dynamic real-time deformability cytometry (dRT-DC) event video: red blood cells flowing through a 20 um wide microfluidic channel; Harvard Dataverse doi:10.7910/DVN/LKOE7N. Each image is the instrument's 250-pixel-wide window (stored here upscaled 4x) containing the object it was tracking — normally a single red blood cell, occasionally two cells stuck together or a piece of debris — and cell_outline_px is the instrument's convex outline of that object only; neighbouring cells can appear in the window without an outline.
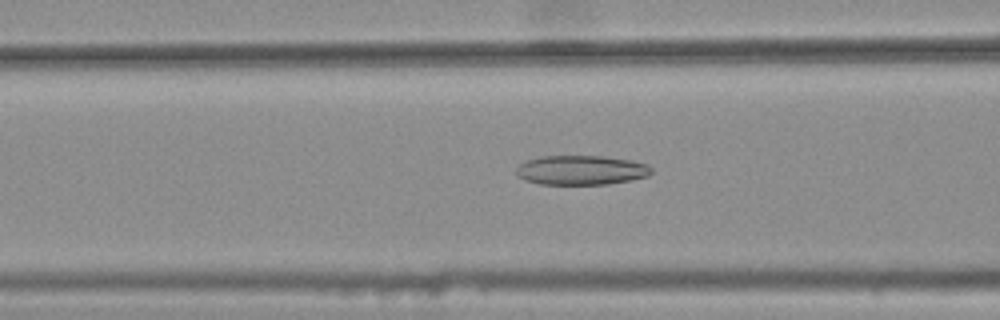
{"species": "common noctule bat (a hibernating species)", "species_latin": "Nyctalus noctula", "temperature_condition": "warm", "stored_images_in_passage": 32, "camera_frame_rate_fps": 3000, "um_per_image_px": 0.085, "animal": {"sex": "female", "body_mass_g": 25.1}, "frame": {"image": 1, "passage_image": 7, "time_ms": 2.0, "image_size_px": [1000, 320], "cell_outline_px": [[652, 172], [648, 176], [632, 180], [608, 184], [540, 184], [524, 180], [516, 176], [516, 168], [524, 160], [540, 156], [604, 156], [632, 160], [648, 164], [652, 168]], "centroid_in_image_um": [49.39, 14.46], "position_along_channel_um": 117.2, "area_um2": 23.52}}
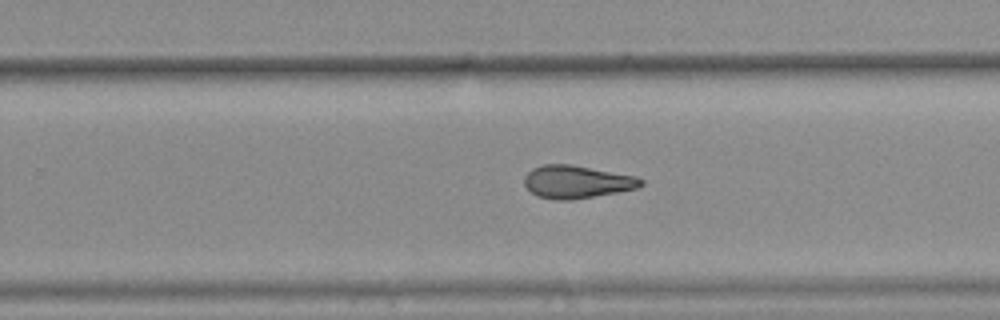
{"frame": {"image": 2, "passage_image": 20, "time_ms": 6.333, "image_size_px": [1000, 320], "cell_outline_px": [[644, 184], [636, 188], [616, 192], [572, 200], [556, 200], [536, 196], [524, 184], [524, 176], [532, 168], [544, 164], [572, 164], [636, 176], [644, 180]], "centroid_in_image_um": [49.01, 15.45], "position_along_channel_um": 280.8, "area_um2": 22.31}}
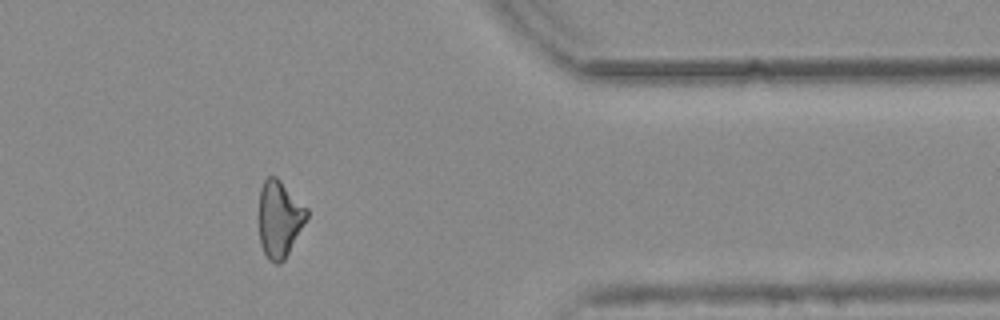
{"frame": {"image": 3, "passage_image": 30, "time_ms": 9.667, "image_size_px": [1000, 320], "cell_outline_px": [[308, 216], [284, 260], [280, 264], [276, 264], [268, 260], [260, 244], [260, 188], [264, 180], [268, 176], [276, 176], [308, 208]], "centroid_in_image_um": [23.75, 18.6], "position_along_channel_um": 387.6, "area_um2": 21.15}, "authors_computed_cell_mechanics": {"area_um2": 22.1085, "velocity_mm_per_s": 3.7787, "shape_relaxation_time_tau1_ms": null, "shape_relaxation_time_tau2_ms": 4.046, "deformation_change_tau1": null, "deformation_change_tau2": 0.1398}}